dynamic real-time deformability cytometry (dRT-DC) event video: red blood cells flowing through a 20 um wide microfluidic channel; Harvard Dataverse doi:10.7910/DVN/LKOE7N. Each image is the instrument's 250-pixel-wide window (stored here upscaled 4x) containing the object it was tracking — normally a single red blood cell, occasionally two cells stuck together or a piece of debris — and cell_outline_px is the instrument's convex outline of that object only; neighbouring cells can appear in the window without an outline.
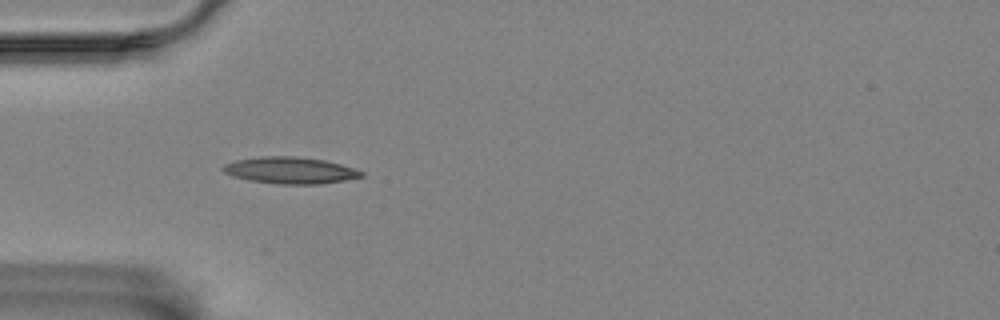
{"species": "Egyptian fruit bat (a non-hibernating species)", "species_latin": "Rousettus aegyptiacus", "temperature_condition": "room temperature", "stored_images_in_passage": 41, "camera_frame_rate_fps": 3000, "um_per_image_px": 0.085, "animal": {"sex": "female"}, "frame": {"image": 1, "passage_image": 1, "time_ms": 0.0, "image_size_px": [1000, 320], "cell_outline_px": [[364, 176], [344, 180], [320, 184], [276, 184], [248, 180], [232, 176], [224, 172], [220, 168], [224, 164], [236, 160], [260, 156], [296, 156], [324, 160], [356, 168], [364, 172]], "centroid_in_image_um": [24.65, 14.48], "position_along_channel_um": 60.3, "area_um2": 21.62}}
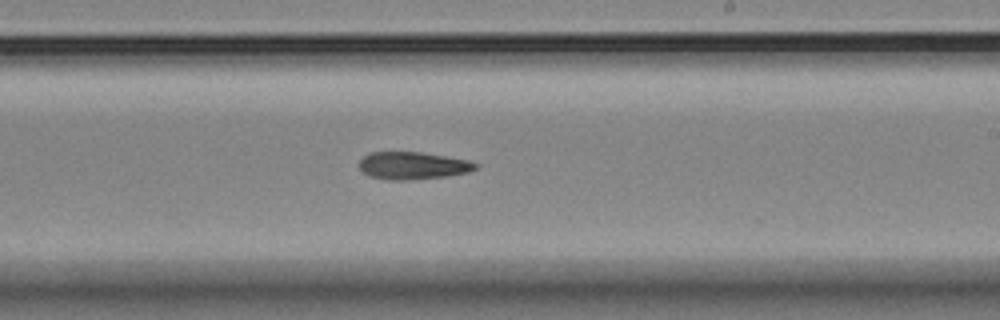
{"frame": {"image": 2, "passage_image": 18, "time_ms": 5.667, "image_size_px": [1000, 320], "cell_outline_px": [[476, 168], [468, 172], [444, 176], [408, 180], [388, 180], [372, 176], [364, 172], [360, 168], [360, 160], [364, 156], [372, 152], [420, 152], [468, 160], [476, 164]], "centroid_in_image_um": [35.07, 14.07], "position_along_channel_um": 253.9, "area_um2": 18.21}}
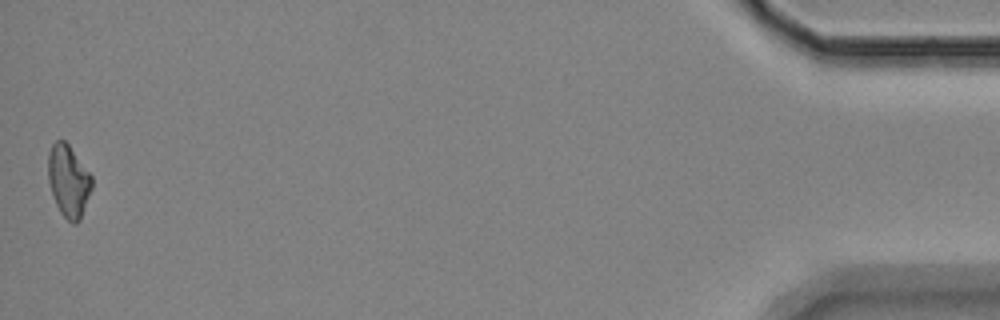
{"frame": {"image": 3, "passage_image": 41, "time_ms": 13.333, "image_size_px": [1000, 320], "cell_outline_px": [[92, 188], [80, 220], [76, 224], [72, 224], [60, 212], [56, 204], [48, 180], [48, 152], [52, 144], [56, 140], [64, 140], [68, 144], [92, 176]], "centroid_in_image_um": [5.82, 15.38], "position_along_channel_um": 429.4, "area_um2": 18.26}}